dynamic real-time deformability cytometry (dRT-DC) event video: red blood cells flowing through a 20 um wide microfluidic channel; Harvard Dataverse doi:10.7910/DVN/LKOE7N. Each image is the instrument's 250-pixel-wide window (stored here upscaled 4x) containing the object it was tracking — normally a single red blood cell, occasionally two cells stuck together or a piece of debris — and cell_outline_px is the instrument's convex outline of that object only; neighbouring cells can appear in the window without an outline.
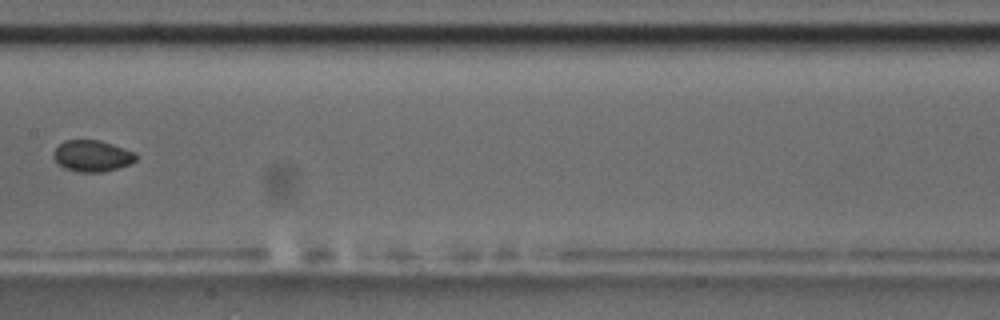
{"species": "common noctule bat (a hibernating species)", "species_latin": "Nyctalus noctula", "temperature_condition": "room temperature", "stored_images_in_passage": 8, "camera_frame_rate_fps": 3000, "um_per_image_px": 0.085, "animal": {"sex": "male", "body_mass_g": 17.5, "forearm_length_mm": 52.3}, "frame": {"image": 1, "passage_image": 8, "time_ms": 9.667, "image_size_px": [1000, 320], "cell_outline_px": [[136, 160], [128, 164], [116, 168], [100, 172], [76, 172], [64, 168], [52, 156], [52, 152], [64, 140], [100, 140], [112, 144], [132, 152], [136, 156]], "centroid_in_image_um": [7.78, 13.25], "position_along_channel_um": 199.6, "area_um2": 14.8}}